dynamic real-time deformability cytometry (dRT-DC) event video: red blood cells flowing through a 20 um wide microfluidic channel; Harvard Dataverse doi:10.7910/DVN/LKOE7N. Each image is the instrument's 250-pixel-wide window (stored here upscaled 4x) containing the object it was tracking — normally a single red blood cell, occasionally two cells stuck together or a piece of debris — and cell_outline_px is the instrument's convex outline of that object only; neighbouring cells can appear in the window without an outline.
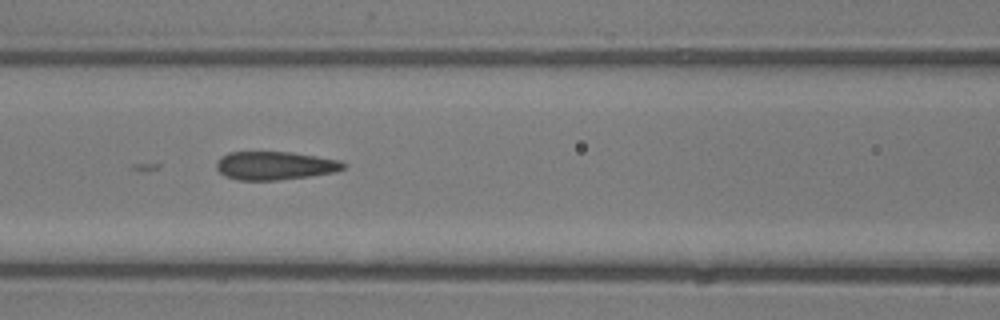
{"species": "common noctule bat (a hibernating species)", "species_latin": "Nyctalus noctula", "temperature_condition": "room temperature", "stored_images_in_passage": 44, "camera_frame_rate_fps": 3000, "um_per_image_px": 0.085, "animal": {"sex": "male", "body_mass_g": 13.3}, "frame": {"image": 1, "passage_image": 21, "time_ms": 6.667, "image_size_px": [1000, 320], "cell_outline_px": [[348, 164], [344, 168], [336, 172], [308, 176], [276, 180], [236, 180], [224, 176], [216, 168], [216, 160], [220, 156], [228, 152], [292, 152], [340, 160]], "centroid_in_image_um": [23.35, 14.07], "position_along_channel_um": 143.3, "area_um2": 21.15}}
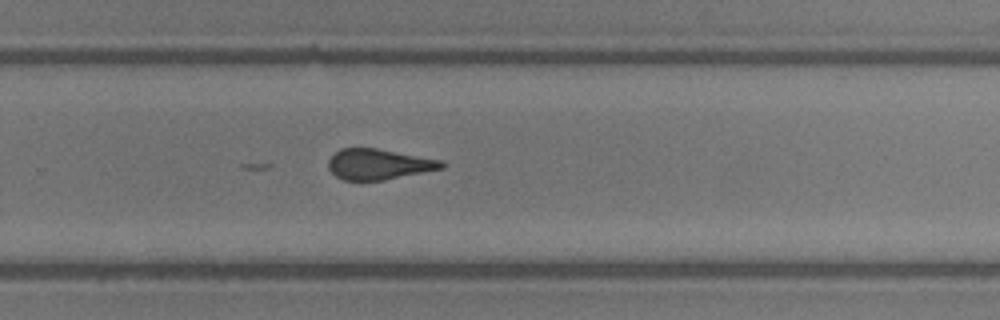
{"frame": {"image": 2, "passage_image": 32, "time_ms": 10.333, "image_size_px": [1000, 320], "cell_outline_px": [[448, 164], [444, 168], [384, 180], [344, 180], [336, 176], [328, 168], [328, 160], [340, 148], [376, 148], [440, 160]], "centroid_in_image_um": [32.19, 13.96], "position_along_channel_um": 297.6, "area_um2": 20.06}}
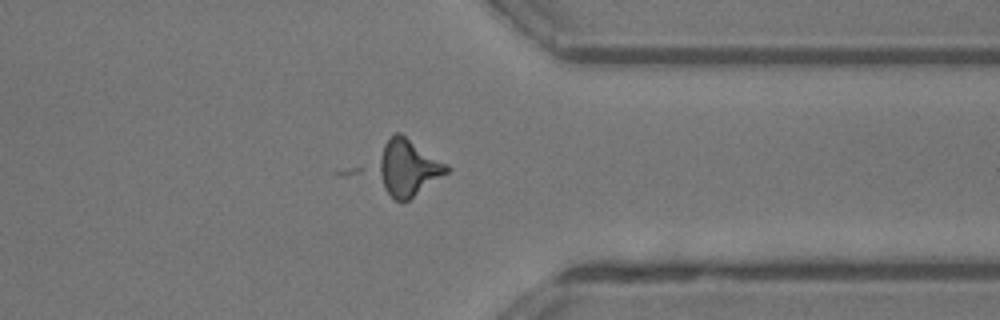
{"frame": {"image": 3, "passage_image": 38, "time_ms": 12.333, "image_size_px": [1000, 320], "cell_outline_px": [[452, 168], [448, 172], [408, 200], [400, 204], [384, 188], [372, 168], [384, 144], [396, 132], [400, 132], [448, 164]], "centroid_in_image_um": [34.61, 14.25], "position_along_channel_um": 376.8, "area_um2": 23.0}}